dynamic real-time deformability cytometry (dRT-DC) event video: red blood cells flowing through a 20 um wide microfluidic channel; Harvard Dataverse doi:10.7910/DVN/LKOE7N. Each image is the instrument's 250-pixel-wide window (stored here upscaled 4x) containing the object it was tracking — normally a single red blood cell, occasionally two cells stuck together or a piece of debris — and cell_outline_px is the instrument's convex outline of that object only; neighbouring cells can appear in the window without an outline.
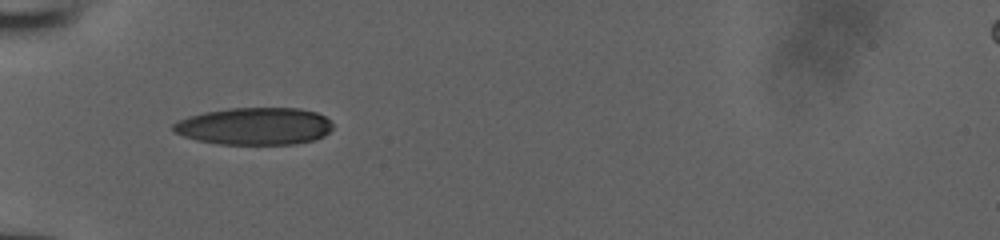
{"species": "human", "species_latin": "Homo sapiens", "temperature_condition": "room temperature", "stored_images_in_passage": 34, "camera_frame_rate_fps": 3000, "um_per_image_px": 0.085, "donor": {"sex": "male"}, "frame": {"image": 1, "passage_image": 1, "time_ms": 0.0, "image_size_px": [1000, 240], "cell_outline_px": [[332, 128], [324, 136], [312, 140], [296, 144], [220, 144], [196, 140], [184, 136], [176, 132], [172, 128], [172, 124], [188, 116], [204, 112], [232, 108], [300, 108], [316, 112], [324, 116], [332, 124]], "centroid_in_image_um": [21.64, 10.72], "position_along_channel_um": 63.4, "area_um2": 34.56}}
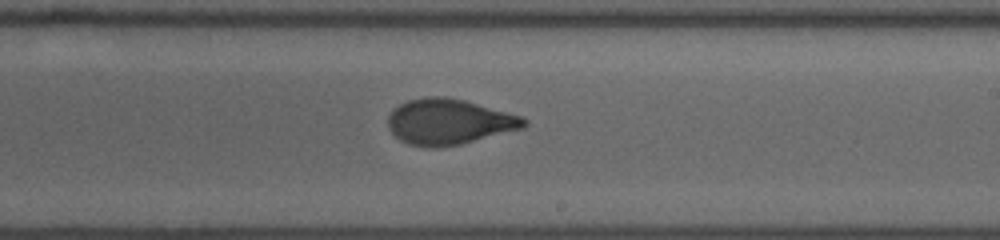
{"frame": {"image": 2, "passage_image": 15, "time_ms": 4.667, "image_size_px": [1000, 240], "cell_outline_px": [[528, 124], [524, 128], [460, 144], [428, 148], [408, 144], [400, 140], [388, 128], [388, 116], [400, 104], [408, 100], [428, 96], [444, 96], [464, 100], [520, 116], [528, 120]], "centroid_in_image_um": [38.16, 10.35], "position_along_channel_um": 250.8, "area_um2": 35.84}}
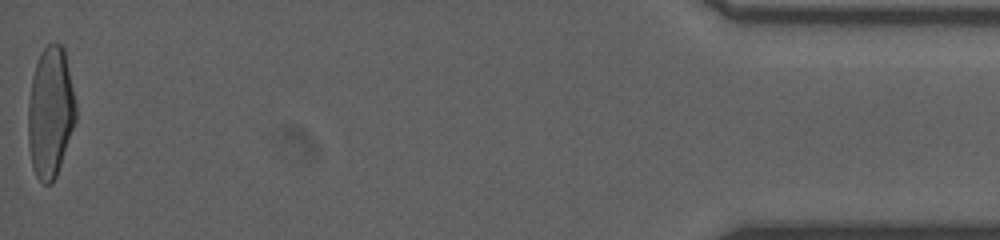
{"frame": {"image": 3, "passage_image": 34, "time_ms": 11.0, "image_size_px": [1000, 240], "cell_outline_px": [[76, 120], [56, 176], [52, 184], [44, 184], [36, 176], [32, 164], [28, 144], [28, 104], [32, 76], [40, 52], [48, 44], [60, 44], [64, 48], [76, 104]], "centroid_in_image_um": [4.28, 9.55], "position_along_channel_um": 430.9, "area_um2": 36.18}}